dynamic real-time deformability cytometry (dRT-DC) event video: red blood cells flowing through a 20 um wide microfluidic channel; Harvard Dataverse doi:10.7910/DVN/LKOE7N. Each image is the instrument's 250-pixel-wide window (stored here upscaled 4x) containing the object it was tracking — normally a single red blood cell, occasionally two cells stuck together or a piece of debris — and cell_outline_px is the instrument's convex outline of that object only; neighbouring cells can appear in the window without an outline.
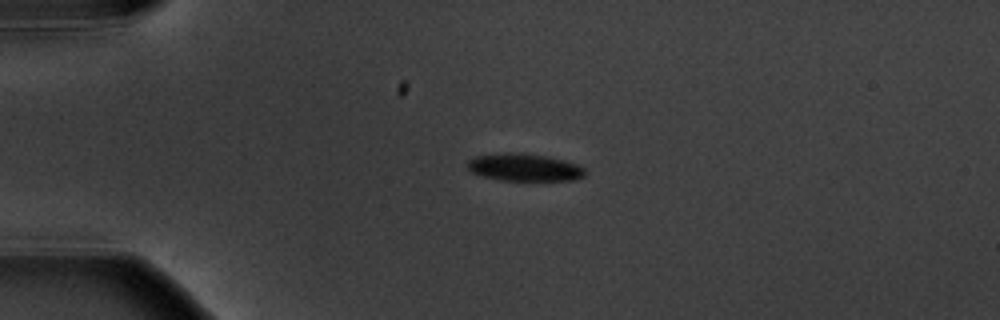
{"species": "common noctule bat (a hibernating species)", "species_latin": "Nyctalus noctula", "temperature_condition": "warm", "stored_images_in_passage": 3, "camera_frame_rate_fps": 3000, "um_per_image_px": 0.085, "animal": {"sex": "male", "body_mass_g": 20.1, "forearm_length_mm": 53.5}, "frame": {"image": 1, "passage_image": 2, "time_ms": 1.0, "image_size_px": [1000, 320], "cell_outline_px": [[588, 172], [584, 176], [572, 180], [500, 180], [484, 176], [472, 172], [468, 168], [468, 160], [476, 156], [508, 152], [524, 152], [548, 156], [564, 160], [576, 164], [584, 168]], "centroid_in_image_um": [44.6, 14.21], "position_along_channel_um": 40.4, "area_um2": 18.84}}